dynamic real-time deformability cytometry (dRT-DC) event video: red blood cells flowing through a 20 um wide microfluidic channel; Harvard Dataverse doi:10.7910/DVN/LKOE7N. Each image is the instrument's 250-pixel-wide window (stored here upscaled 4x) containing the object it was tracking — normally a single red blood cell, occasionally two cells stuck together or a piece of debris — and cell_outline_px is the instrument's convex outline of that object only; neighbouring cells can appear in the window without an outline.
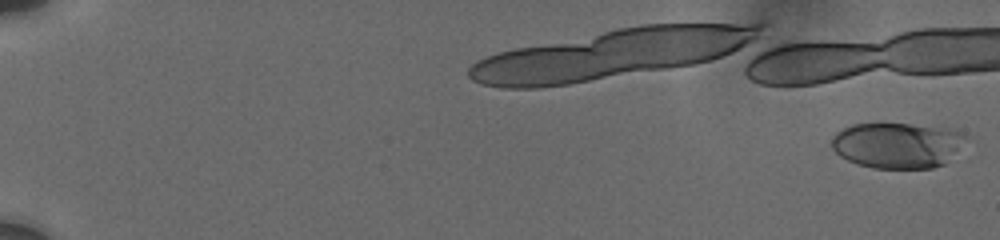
{"species": "human", "species_latin": "Homo sapiens", "temperature_condition": "cold", "stored_images_in_passage": 12, "camera_frame_rate_fps": 3000, "um_per_image_px": 0.085, "donor": {"sex": "male"}, "frame": {"image": 1, "passage_image": 1, "time_ms": 0.0, "image_size_px": [1000, 240], "cell_outline_px": [[964, 136], [956, 148], [944, 164], [932, 168], [872, 168], [856, 164], [840, 156], [832, 148], [832, 136], [836, 132], [852, 124], [908, 124], [948, 128]], "centroid_in_image_um": [76.15, 12.35], "position_along_channel_um": 8.9, "area_um2": 34.91}}